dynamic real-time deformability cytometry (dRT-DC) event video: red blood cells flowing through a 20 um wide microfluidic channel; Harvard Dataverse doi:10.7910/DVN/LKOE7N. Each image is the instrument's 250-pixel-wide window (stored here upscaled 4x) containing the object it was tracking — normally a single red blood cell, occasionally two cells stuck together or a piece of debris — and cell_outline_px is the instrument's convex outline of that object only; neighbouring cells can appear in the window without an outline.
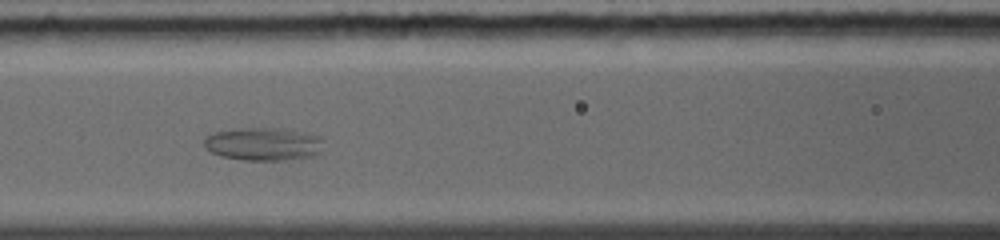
{"species": "common noctule bat (a hibernating species)", "species_latin": "Nyctalus noctula", "temperature_condition": "warm", "stored_images_in_passage": 32, "camera_frame_rate_fps": 5000, "um_per_image_px": 0.085, "animal": {"sex": "female", "body_mass_g": 19.0, "forearm_length_mm": 56.7}, "frame": {"image": 1, "passage_image": 14, "time_ms": 4.6, "image_size_px": [1000, 240], "cell_outline_px": [[324, 152], [316, 156], [292, 160], [244, 160], [220, 156], [204, 148], [204, 136], [216, 132], [248, 128], [280, 128], [320, 136], [324, 140]], "centroid_in_image_um": [22.46, 12.26], "position_along_channel_um": 144.1, "area_um2": 23.35}}
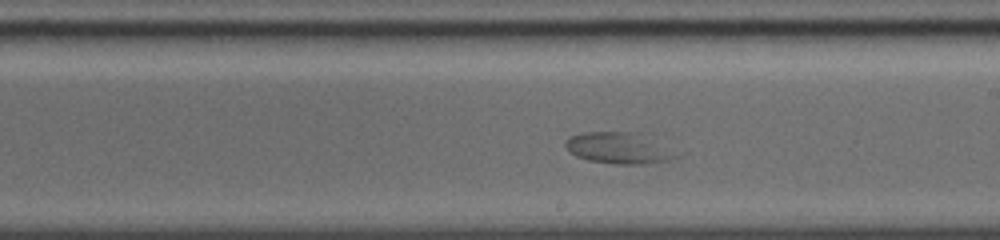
{"frame": {"image": 2, "passage_image": 20, "time_ms": 6.8, "image_size_px": [1000, 240], "cell_outline_px": [[680, 156], [672, 160], [648, 164], [612, 164], [588, 160], [576, 156], [568, 152], [564, 144], [568, 136], [584, 132], [636, 132]], "centroid_in_image_um": [52.49, 12.6], "position_along_channel_um": 236.5, "area_um2": 19.94}}
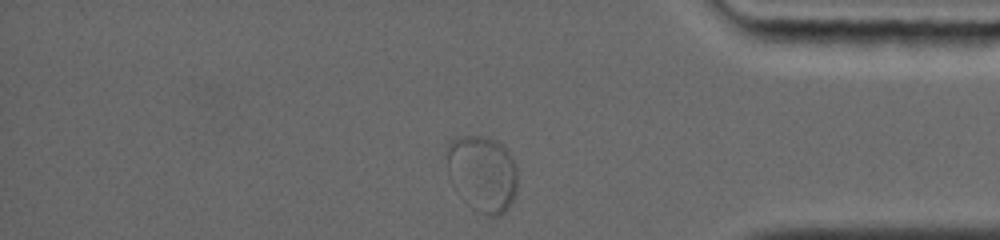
{"frame": {"image": 3, "passage_image": 32, "time_ms": 11.0, "image_size_px": [1000, 240], "cell_outline_px": [[516, 192], [508, 208], [500, 216], [488, 216], [472, 208], [448, 176], [444, 152], [448, 144], [456, 136], [480, 136], [496, 140], [512, 156], [516, 164]], "centroid_in_image_um": [40.98, 14.72], "position_along_channel_um": 394.2, "area_um2": 31.44}}